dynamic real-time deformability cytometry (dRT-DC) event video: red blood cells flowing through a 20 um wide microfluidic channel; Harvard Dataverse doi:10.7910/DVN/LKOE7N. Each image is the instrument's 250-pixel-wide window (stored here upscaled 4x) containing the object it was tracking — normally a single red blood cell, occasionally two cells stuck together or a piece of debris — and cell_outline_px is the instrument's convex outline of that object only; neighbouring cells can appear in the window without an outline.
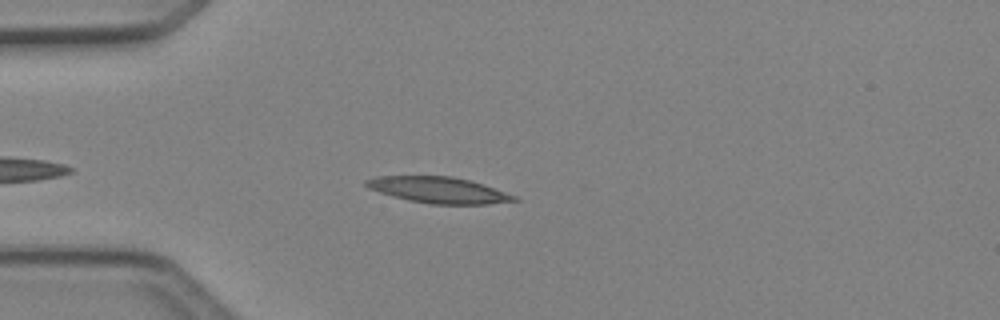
{"species": "Egyptian fruit bat (a non-hibernating species)", "species_latin": "Rousettus aegyptiacus", "temperature_condition": "cold", "stored_images_in_passage": 40, "camera_frame_rate_fps": 3000, "um_per_image_px": 0.085, "animal": {"sex": "female"}, "frame": {"image": 1, "passage_image": 8, "time_ms": 2.333, "image_size_px": [1000, 320], "cell_outline_px": [[520, 200], [488, 204], [432, 204], [408, 200], [380, 192], [368, 188], [364, 184], [364, 180], [376, 176], [452, 176], [468, 180], [516, 196]], "centroid_in_image_um": [37.23, 16.15], "position_along_channel_um": 47.8, "area_um2": 22.2}}
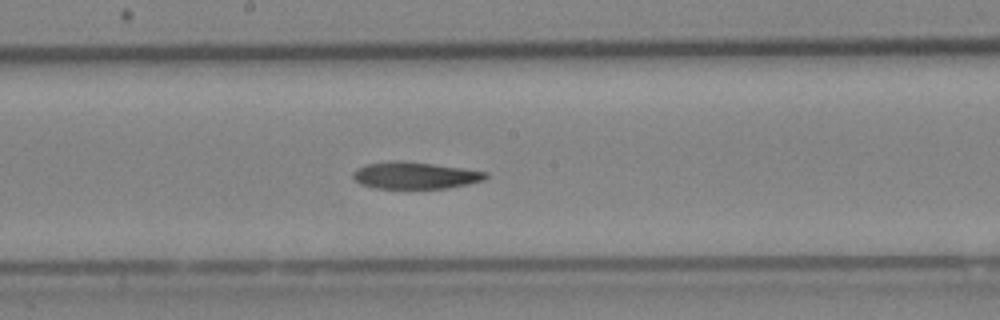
{"frame": {"image": 2, "passage_image": 21, "time_ms": 6.667, "image_size_px": [1000, 320], "cell_outline_px": [[488, 176], [484, 180], [468, 184], [448, 188], [376, 188], [360, 184], [352, 176], [352, 172], [356, 168], [368, 164], [392, 160], [404, 160], [464, 168], [488, 172]], "centroid_in_image_um": [35.28, 14.9], "position_along_channel_um": 212.9, "area_um2": 20.92}}
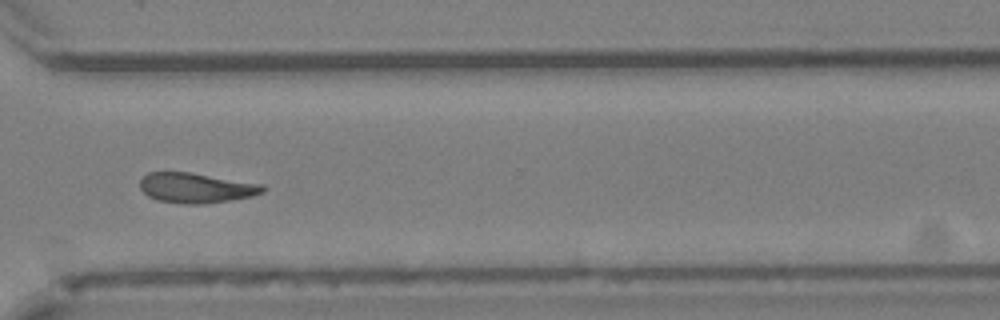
{"frame": {"image": 3, "passage_image": 31, "time_ms": 10.0, "image_size_px": [1000, 320], "cell_outline_px": [[268, 188], [264, 192], [252, 196], [204, 204], [184, 204], [160, 200], [148, 196], [140, 188], [140, 180], [148, 172], [192, 172], [264, 184]], "centroid_in_image_um": [16.71, 15.96], "position_along_channel_um": 353.9, "area_um2": 21.62}}